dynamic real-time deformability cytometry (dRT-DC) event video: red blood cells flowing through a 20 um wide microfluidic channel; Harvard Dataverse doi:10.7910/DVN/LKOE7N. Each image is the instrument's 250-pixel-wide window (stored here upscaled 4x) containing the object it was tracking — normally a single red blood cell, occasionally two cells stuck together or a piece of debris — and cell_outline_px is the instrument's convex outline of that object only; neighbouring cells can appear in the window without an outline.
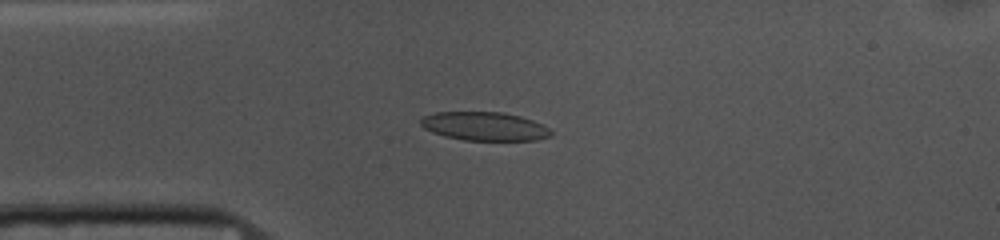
{"species": "common noctule bat (a hibernating species)", "species_latin": "Nyctalus noctula", "temperature_condition": "cold", "stored_images_in_passage": 53, "camera_frame_rate_fps": 3000, "um_per_image_px": 0.085, "animal": {"sex": "female", "body_mass_g": 10.0, "forearm_length_mm": 53.1}, "frame": {"image": 1, "passage_image": 12, "time_ms": 3.667, "image_size_px": [1000, 240], "cell_outline_px": [[552, 136], [536, 140], [464, 140], [444, 136], [432, 132], [424, 128], [420, 124], [420, 120], [424, 116], [436, 112], [504, 112], [520, 116], [544, 124], [552, 132]], "centroid_in_image_um": [41.2, 10.73], "position_along_channel_um": 43.8, "area_um2": 21.79}}
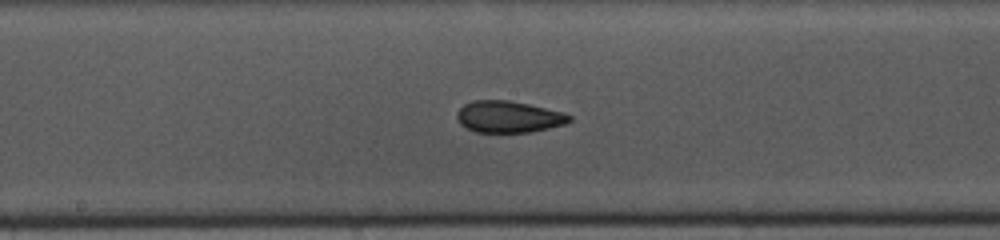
{"frame": {"image": 2, "passage_image": 26, "time_ms": 8.333, "image_size_px": [1000, 240], "cell_outline_px": [[572, 120], [568, 124], [532, 132], [476, 132], [460, 124], [456, 116], [456, 112], [464, 104], [472, 100], [508, 100], [528, 104], [564, 112], [572, 116]], "centroid_in_image_um": [43.26, 9.93], "position_along_channel_um": 204.9, "area_um2": 20.92}}
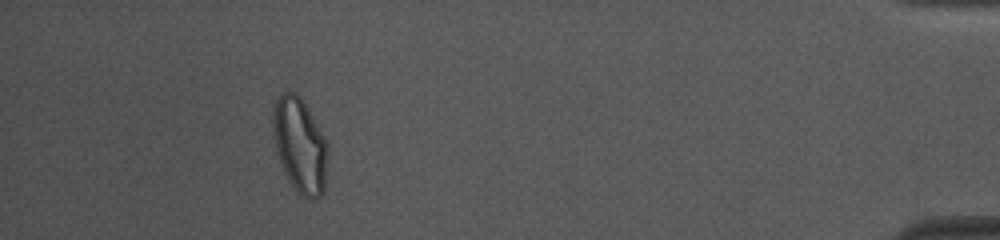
{"frame": {"image": 3, "passage_image": 48, "time_ms": 15.667, "image_size_px": [1000, 240], "cell_outline_px": [[328, 152], [324, 192], [320, 196], [300, 196], [296, 192], [288, 180], [284, 172], [276, 152], [272, 128], [272, 112], [276, 100], [284, 92], [296, 92], [300, 96], [308, 108], [320, 128], [328, 144]], "centroid_in_image_um": [25.48, 12.33], "position_along_channel_um": 409.7, "area_um2": 30.46}, "authors_computed_cell_mechanics": {"area_um2": 21.7906, "velocity_mm_per_s": 3.6873, "shape_relaxation_time_tau1_ms": 8.2907, "shape_relaxation_time_tau2_ms": 2.535, "deformation_change_tau1": 0.1694, "deformation_change_tau2": 0.0892}}